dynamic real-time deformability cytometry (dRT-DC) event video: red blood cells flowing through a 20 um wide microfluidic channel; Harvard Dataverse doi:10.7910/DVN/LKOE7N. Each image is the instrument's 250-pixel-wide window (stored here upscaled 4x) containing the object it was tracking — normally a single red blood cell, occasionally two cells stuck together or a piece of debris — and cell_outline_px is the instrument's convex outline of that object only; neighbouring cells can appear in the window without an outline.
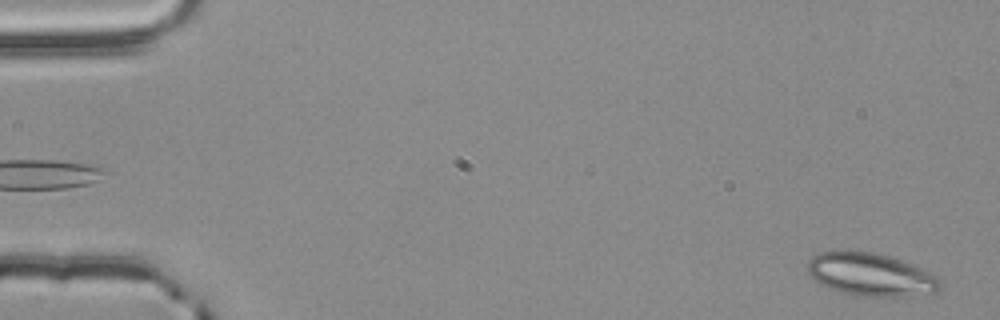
{"species": "common noctule bat (a hibernating species)", "species_latin": "Nyctalus noctula", "temperature_condition": "room temperature", "stored_images_in_passage": 57, "segment_of_instrument_passage": [1, 2], "camera_frame_rate_fps": 3000, "um_per_image_px": 0.085, "animal": {"sex": "male", "body_mass_g": 20.4}, "frame": {"image": 1, "passage_image": 2, "time_ms": 0.333, "image_size_px": [1000, 320], "cell_outline_px": [[944, 284], [936, 292], [912, 296], [852, 296], [828, 288], [820, 284], [808, 272], [808, 260], [812, 256], [820, 252], [848, 248], [872, 252], [888, 256], [900, 260], [940, 276]], "centroid_in_image_um": [74.01, 23.32], "position_along_channel_um": 11.0, "area_um2": 33.87}}
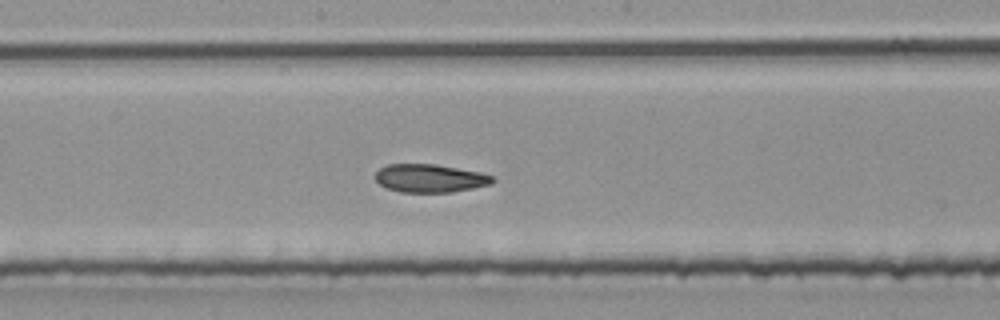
{"frame": {"image": 2, "passage_image": 30, "time_ms": 9.667, "image_size_px": [1000, 320], "cell_outline_px": [[496, 180], [492, 184], [452, 192], [400, 192], [384, 188], [376, 180], [376, 172], [380, 168], [388, 164], [436, 164], [476, 172], [492, 176]], "centroid_in_image_um": [36.51, 15.16], "position_along_channel_um": 211.7, "area_um2": 19.13}}
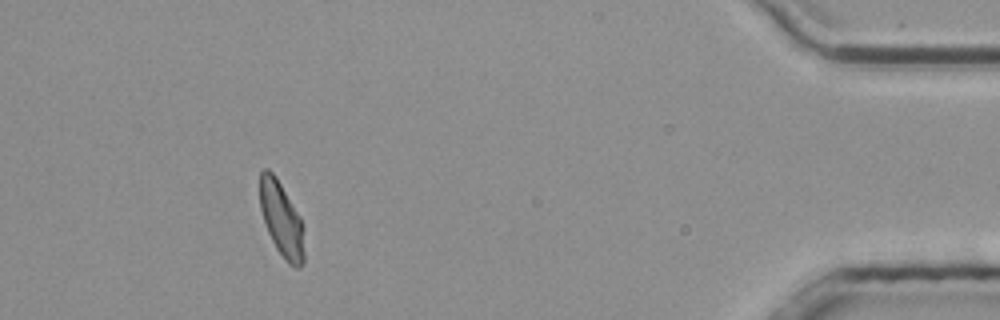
{"frame": {"image": 3, "passage_image": 51, "time_ms": 16.667, "image_size_px": [1000, 320], "cell_outline_px": [[304, 264], [300, 268], [296, 268], [288, 264], [284, 260], [276, 248], [268, 232], [260, 208], [260, 172], [264, 168], [268, 168], [276, 176], [300, 216], [304, 224]], "centroid_in_image_um": [23.96, 18.68], "position_along_channel_um": 411.2, "area_um2": 19.59}}